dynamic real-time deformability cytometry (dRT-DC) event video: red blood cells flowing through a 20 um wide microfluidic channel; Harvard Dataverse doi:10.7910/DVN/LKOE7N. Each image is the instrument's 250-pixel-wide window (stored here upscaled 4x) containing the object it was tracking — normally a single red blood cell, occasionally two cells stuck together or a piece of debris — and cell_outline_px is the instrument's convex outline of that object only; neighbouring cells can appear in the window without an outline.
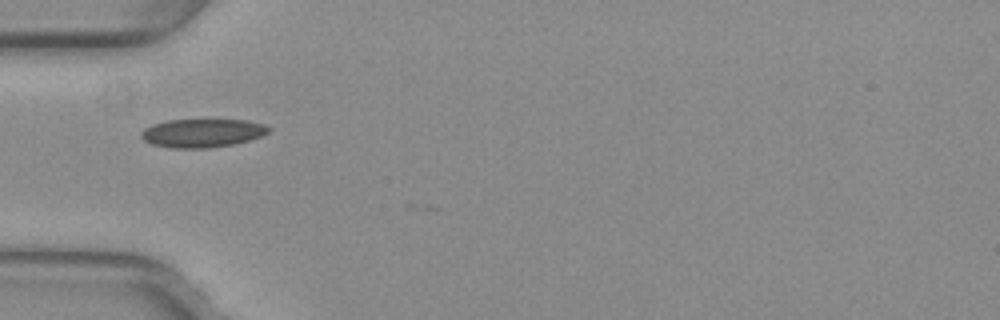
{"species": "common noctule bat (a hibernating species)", "species_latin": "Nyctalus noctula", "temperature_condition": "warm", "stored_images_in_passage": 8, "camera_frame_rate_fps": 3000, "um_per_image_px": 0.085, "animal": {"sex": "female", "body_mass_g": 29.2, "forearm_length_mm": 56.3}, "frame": {"image": 1, "passage_image": 7, "time_ms": 2.0, "image_size_px": [1000, 320], "cell_outline_px": [[272, 128], [268, 132], [260, 136], [248, 140], [232, 144], [208, 148], [172, 148], [152, 144], [144, 140], [140, 136], [140, 132], [144, 128], [152, 124], [168, 120], [248, 120], [264, 124]], "centroid_in_image_um": [17.17, 11.3], "position_along_channel_um": 67.8, "area_um2": 21.1}}